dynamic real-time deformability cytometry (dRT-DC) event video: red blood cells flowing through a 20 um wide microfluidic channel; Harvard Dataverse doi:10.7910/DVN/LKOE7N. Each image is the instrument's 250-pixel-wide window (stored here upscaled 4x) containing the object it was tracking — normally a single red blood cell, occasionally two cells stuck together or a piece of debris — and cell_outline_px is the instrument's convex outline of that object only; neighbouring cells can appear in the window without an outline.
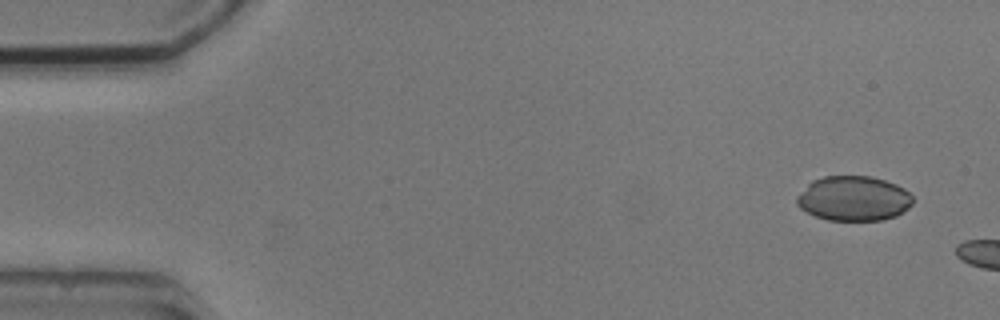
{"species": "common noctule bat (a hibernating species)", "species_latin": "Nyctalus noctula", "temperature_condition": "cold", "stored_images_in_passage": 3, "camera_frame_rate_fps": 3000, "um_per_image_px": 0.085, "animal": {"sex": "male", "body_mass_g": 20.5, "forearm_length_mm": 52.5}, "frame": {"image": 1, "passage_image": 1, "time_ms": 0.0, "image_size_px": [1000, 320], "cell_outline_px": [[912, 204], [908, 208], [896, 216], [880, 220], [828, 220], [816, 216], [800, 208], [796, 204], [796, 196], [812, 180], [824, 176], [872, 176], [896, 184], [904, 188], [912, 196]], "centroid_in_image_um": [72.55, 16.86], "position_along_channel_um": 12.5, "area_um2": 30.29}}